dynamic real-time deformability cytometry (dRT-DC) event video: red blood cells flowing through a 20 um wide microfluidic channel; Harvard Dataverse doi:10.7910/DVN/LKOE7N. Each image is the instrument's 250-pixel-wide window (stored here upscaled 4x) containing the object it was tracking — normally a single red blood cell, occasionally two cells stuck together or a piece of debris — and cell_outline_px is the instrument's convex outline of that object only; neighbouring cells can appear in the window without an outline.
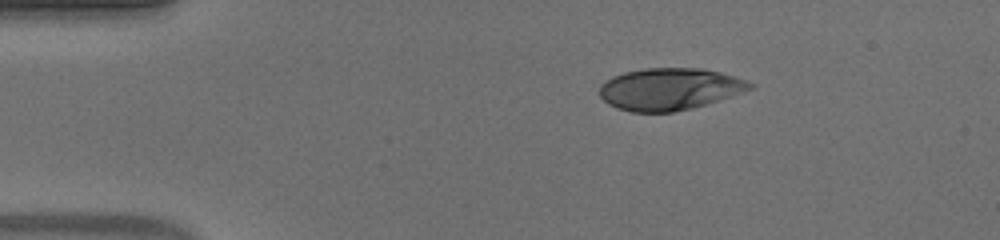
{"species": "human", "species_latin": "Homo sapiens", "temperature_condition": "warm", "stored_images_in_passage": 44, "camera_frame_rate_fps": 3000, "um_per_image_px": 0.085, "donor": {"sex": "male"}, "frame": {"image": 1, "passage_image": 1, "time_ms": 0.0, "image_size_px": [1000, 240], "cell_outline_px": [[756, 84], [752, 88], [744, 92], [732, 96], [692, 108], [672, 112], [632, 112], [616, 108], [608, 104], [600, 96], [600, 84], [612, 76], [624, 72], [644, 68], [700, 68], [720, 72], [748, 80]], "centroid_in_image_um": [56.92, 7.56], "position_along_channel_um": 28.1, "area_um2": 36.99}}
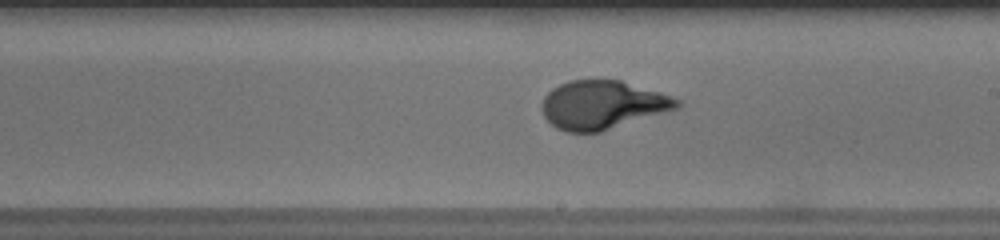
{"frame": {"image": 2, "passage_image": 22, "time_ms": 7.0, "image_size_px": [1000, 240], "cell_outline_px": [[680, 108], [600, 132], [568, 132], [556, 128], [544, 116], [540, 108], [544, 96], [552, 88], [568, 80], [620, 80], [660, 92], [672, 96], [680, 100]], "centroid_in_image_um": [51.21, 8.91], "position_along_channel_um": 237.8, "area_um2": 38.26}}
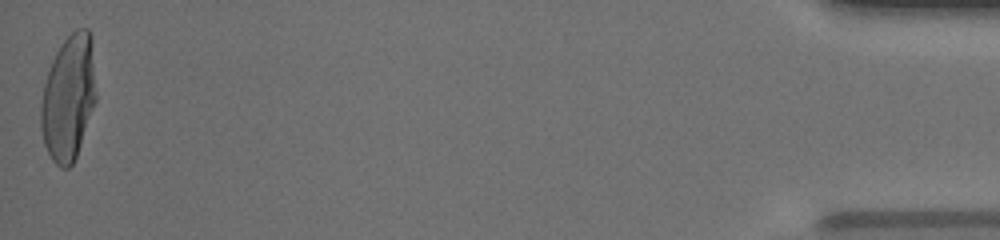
{"frame": {"image": 3, "passage_image": 44, "time_ms": 14.333, "image_size_px": [1000, 240], "cell_outline_px": [[96, 100], [76, 156], [72, 164], [68, 168], [60, 168], [52, 160], [44, 144], [40, 128], [40, 104], [44, 84], [52, 60], [60, 44], [76, 28], [88, 28], [92, 36], [96, 96]], "centroid_in_image_um": [5.82, 8.29], "position_along_channel_um": 429.4, "area_um2": 40.52}, "authors_computed_cell_mechanics": {"area_um2": 38.148, "velocity_mm_per_s": 3.9165, "shape_relaxation_time_tau1_ms": 5.6271, "shape_relaxation_time_tau2_ms": null, "deformation_change_tau1": 0.2862, "deformation_change_tau2": null}}